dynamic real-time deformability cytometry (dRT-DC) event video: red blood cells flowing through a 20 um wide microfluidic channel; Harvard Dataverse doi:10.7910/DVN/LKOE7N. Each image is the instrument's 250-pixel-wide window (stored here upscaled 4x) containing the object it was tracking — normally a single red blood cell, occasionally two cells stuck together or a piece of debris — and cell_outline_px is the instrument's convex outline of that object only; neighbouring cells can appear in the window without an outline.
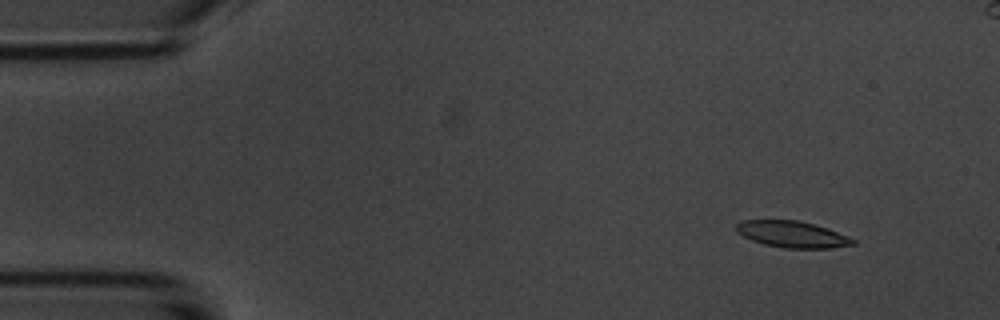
{"species": "common noctule bat (a hibernating species)", "species_latin": "Nyctalus noctula", "temperature_condition": "room temperature", "stored_images_in_passage": 5, "camera_frame_rate_fps": 3000, "um_per_image_px": 0.085, "animal": {"sex": "male", "body_mass_g": 20.1, "forearm_length_mm": 53.5}, "frame": {"image": 1, "passage_image": 2, "time_ms": 1.333, "image_size_px": [1000, 320], "cell_outline_px": [[856, 244], [832, 248], [784, 248], [764, 244], [752, 240], [736, 232], [736, 224], [744, 220], [796, 220], [828, 228], [856, 240]], "centroid_in_image_um": [67.34, 19.92], "position_along_channel_um": 17.7, "area_um2": 17.86}}